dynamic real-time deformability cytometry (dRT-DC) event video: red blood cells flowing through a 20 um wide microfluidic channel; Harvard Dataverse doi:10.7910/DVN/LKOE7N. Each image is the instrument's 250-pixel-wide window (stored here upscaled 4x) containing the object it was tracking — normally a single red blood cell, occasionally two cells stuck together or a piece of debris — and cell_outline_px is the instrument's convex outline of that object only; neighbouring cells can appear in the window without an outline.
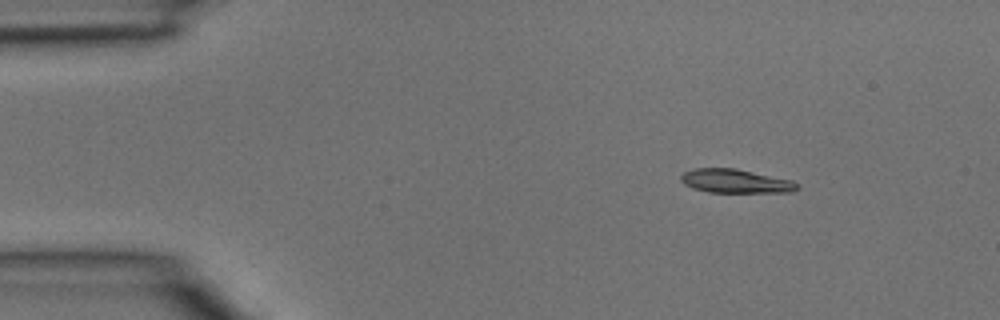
{"species": "common noctule bat (a hibernating species)", "species_latin": "Nyctalus noctula", "temperature_condition": "room temperature", "stored_images_in_passage": 4, "camera_frame_rate_fps": 3000, "um_per_image_px": 0.085, "animal": {"sex": "male", "body_mass_g": 15.6}, "frame": {"image": 1, "passage_image": 1, "time_ms": 0.0, "image_size_px": [1000, 320], "cell_outline_px": [[800, 188], [792, 192], [708, 192], [692, 188], [684, 184], [680, 180], [680, 176], [684, 172], [696, 168], [736, 168], [792, 180]], "centroid_in_image_um": [62.5, 15.39], "position_along_channel_um": 22.5, "area_um2": 16.13}}
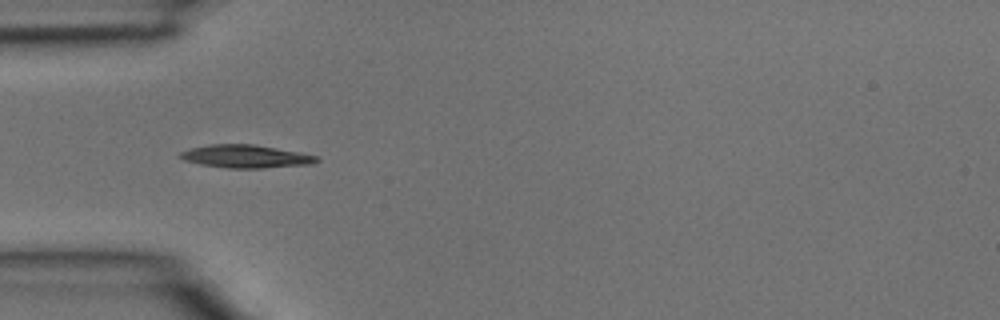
{"frame": {"image": 2, "passage_image": 3, "time_ms": 0.667, "image_size_px": [1000, 320], "cell_outline_px": [[320, 160], [312, 164], [264, 168], [228, 168], [200, 164], [184, 160], [180, 156], [180, 152], [192, 148], [212, 144], [252, 144], [276, 148], [316, 156]], "centroid_in_image_um": [20.88, 13.3], "position_along_channel_um": 64.1, "area_um2": 17.98}}